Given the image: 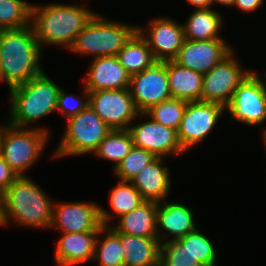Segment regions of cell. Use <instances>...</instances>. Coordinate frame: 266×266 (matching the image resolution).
Masks as SVG:
<instances>
[{"mask_svg": "<svg viewBox=\"0 0 266 266\" xmlns=\"http://www.w3.org/2000/svg\"><path fill=\"white\" fill-rule=\"evenodd\" d=\"M46 127L20 128L3 122L0 156L20 176L37 164L50 139ZM36 163V164H35Z\"/></svg>", "mask_w": 266, "mask_h": 266, "instance_id": "6", "label": "cell"}, {"mask_svg": "<svg viewBox=\"0 0 266 266\" xmlns=\"http://www.w3.org/2000/svg\"><path fill=\"white\" fill-rule=\"evenodd\" d=\"M83 5L68 3L32 4L31 26L41 48L61 46L66 51L96 12ZM88 5V6H87Z\"/></svg>", "mask_w": 266, "mask_h": 266, "instance_id": "1", "label": "cell"}, {"mask_svg": "<svg viewBox=\"0 0 266 266\" xmlns=\"http://www.w3.org/2000/svg\"><path fill=\"white\" fill-rule=\"evenodd\" d=\"M156 158L157 156L150 151L133 147L113 170V174L118 180L130 182L144 167Z\"/></svg>", "mask_w": 266, "mask_h": 266, "instance_id": "31", "label": "cell"}, {"mask_svg": "<svg viewBox=\"0 0 266 266\" xmlns=\"http://www.w3.org/2000/svg\"><path fill=\"white\" fill-rule=\"evenodd\" d=\"M134 147L128 130H111L92 153L102 160L112 161V169L124 159Z\"/></svg>", "mask_w": 266, "mask_h": 266, "instance_id": "28", "label": "cell"}, {"mask_svg": "<svg viewBox=\"0 0 266 266\" xmlns=\"http://www.w3.org/2000/svg\"><path fill=\"white\" fill-rule=\"evenodd\" d=\"M145 200L140 192L129 181L118 180L109 194L110 211L100 206V218L103 226H111L115 216H121L131 212ZM114 216V217H113ZM112 220V221H111Z\"/></svg>", "mask_w": 266, "mask_h": 266, "instance_id": "24", "label": "cell"}, {"mask_svg": "<svg viewBox=\"0 0 266 266\" xmlns=\"http://www.w3.org/2000/svg\"><path fill=\"white\" fill-rule=\"evenodd\" d=\"M43 48L35 38L31 25L2 30L0 35V83L8 89L43 74Z\"/></svg>", "mask_w": 266, "mask_h": 266, "instance_id": "3", "label": "cell"}, {"mask_svg": "<svg viewBox=\"0 0 266 266\" xmlns=\"http://www.w3.org/2000/svg\"><path fill=\"white\" fill-rule=\"evenodd\" d=\"M82 95L68 93L66 89L60 88L56 111L66 119L75 116L89 105V91L82 86Z\"/></svg>", "mask_w": 266, "mask_h": 266, "instance_id": "34", "label": "cell"}, {"mask_svg": "<svg viewBox=\"0 0 266 266\" xmlns=\"http://www.w3.org/2000/svg\"><path fill=\"white\" fill-rule=\"evenodd\" d=\"M138 119L145 120L135 124ZM127 130L131 134L134 147L150 151L157 157L167 158L185 153L178 140L177 131L155 122L146 113H139Z\"/></svg>", "mask_w": 266, "mask_h": 266, "instance_id": "11", "label": "cell"}, {"mask_svg": "<svg viewBox=\"0 0 266 266\" xmlns=\"http://www.w3.org/2000/svg\"><path fill=\"white\" fill-rule=\"evenodd\" d=\"M265 0H235L233 7L238 8L243 12H256L260 6H263Z\"/></svg>", "mask_w": 266, "mask_h": 266, "instance_id": "36", "label": "cell"}, {"mask_svg": "<svg viewBox=\"0 0 266 266\" xmlns=\"http://www.w3.org/2000/svg\"><path fill=\"white\" fill-rule=\"evenodd\" d=\"M166 71L171 98L186 102L201 101L202 74L180 66L173 60L166 61Z\"/></svg>", "mask_w": 266, "mask_h": 266, "instance_id": "21", "label": "cell"}, {"mask_svg": "<svg viewBox=\"0 0 266 266\" xmlns=\"http://www.w3.org/2000/svg\"><path fill=\"white\" fill-rule=\"evenodd\" d=\"M137 30L145 38L156 61L173 60L185 40L183 24L173 18L155 17Z\"/></svg>", "mask_w": 266, "mask_h": 266, "instance_id": "15", "label": "cell"}, {"mask_svg": "<svg viewBox=\"0 0 266 266\" xmlns=\"http://www.w3.org/2000/svg\"><path fill=\"white\" fill-rule=\"evenodd\" d=\"M214 8L194 10L183 24L186 40L224 39L220 34L224 19Z\"/></svg>", "mask_w": 266, "mask_h": 266, "instance_id": "25", "label": "cell"}, {"mask_svg": "<svg viewBox=\"0 0 266 266\" xmlns=\"http://www.w3.org/2000/svg\"><path fill=\"white\" fill-rule=\"evenodd\" d=\"M138 25L110 20L96 13L87 26L76 36L68 49L73 54L92 55L91 58L116 56L137 31Z\"/></svg>", "mask_w": 266, "mask_h": 266, "instance_id": "5", "label": "cell"}, {"mask_svg": "<svg viewBox=\"0 0 266 266\" xmlns=\"http://www.w3.org/2000/svg\"><path fill=\"white\" fill-rule=\"evenodd\" d=\"M60 88L45 72L10 88L7 123L20 128H33L32 124L56 112Z\"/></svg>", "mask_w": 266, "mask_h": 266, "instance_id": "4", "label": "cell"}, {"mask_svg": "<svg viewBox=\"0 0 266 266\" xmlns=\"http://www.w3.org/2000/svg\"><path fill=\"white\" fill-rule=\"evenodd\" d=\"M87 68L82 85L88 91L129 88L131 76L120 64L117 56L92 58Z\"/></svg>", "mask_w": 266, "mask_h": 266, "instance_id": "18", "label": "cell"}, {"mask_svg": "<svg viewBox=\"0 0 266 266\" xmlns=\"http://www.w3.org/2000/svg\"><path fill=\"white\" fill-rule=\"evenodd\" d=\"M233 119L245 126H260L266 121V79L252 71L239 87L225 108Z\"/></svg>", "mask_w": 266, "mask_h": 266, "instance_id": "8", "label": "cell"}, {"mask_svg": "<svg viewBox=\"0 0 266 266\" xmlns=\"http://www.w3.org/2000/svg\"><path fill=\"white\" fill-rule=\"evenodd\" d=\"M93 261L98 262L99 266H124L120 232L112 226L100 228L95 241Z\"/></svg>", "mask_w": 266, "mask_h": 266, "instance_id": "27", "label": "cell"}, {"mask_svg": "<svg viewBox=\"0 0 266 266\" xmlns=\"http://www.w3.org/2000/svg\"><path fill=\"white\" fill-rule=\"evenodd\" d=\"M66 120L64 134L52 154L53 159L92 154L112 130L89 105Z\"/></svg>", "mask_w": 266, "mask_h": 266, "instance_id": "7", "label": "cell"}, {"mask_svg": "<svg viewBox=\"0 0 266 266\" xmlns=\"http://www.w3.org/2000/svg\"><path fill=\"white\" fill-rule=\"evenodd\" d=\"M263 76V78H265L266 79V72H264V75H262Z\"/></svg>", "mask_w": 266, "mask_h": 266, "instance_id": "41", "label": "cell"}, {"mask_svg": "<svg viewBox=\"0 0 266 266\" xmlns=\"http://www.w3.org/2000/svg\"><path fill=\"white\" fill-rule=\"evenodd\" d=\"M89 106L112 130H127L139 114L129 88L89 91Z\"/></svg>", "mask_w": 266, "mask_h": 266, "instance_id": "12", "label": "cell"}, {"mask_svg": "<svg viewBox=\"0 0 266 266\" xmlns=\"http://www.w3.org/2000/svg\"><path fill=\"white\" fill-rule=\"evenodd\" d=\"M263 128L261 129L262 130V132H261V134H262V136H261V138H262V140H263V144H264V151H265V153H266V126L264 125V126H262Z\"/></svg>", "mask_w": 266, "mask_h": 266, "instance_id": "39", "label": "cell"}, {"mask_svg": "<svg viewBox=\"0 0 266 266\" xmlns=\"http://www.w3.org/2000/svg\"><path fill=\"white\" fill-rule=\"evenodd\" d=\"M164 158L157 157L130 181L146 201L160 203L171 194V175Z\"/></svg>", "mask_w": 266, "mask_h": 266, "instance_id": "20", "label": "cell"}, {"mask_svg": "<svg viewBox=\"0 0 266 266\" xmlns=\"http://www.w3.org/2000/svg\"><path fill=\"white\" fill-rule=\"evenodd\" d=\"M228 43L226 39L205 41L185 39L173 61L204 75L235 50Z\"/></svg>", "mask_w": 266, "mask_h": 266, "instance_id": "16", "label": "cell"}, {"mask_svg": "<svg viewBox=\"0 0 266 266\" xmlns=\"http://www.w3.org/2000/svg\"><path fill=\"white\" fill-rule=\"evenodd\" d=\"M100 205L94 202L54 201L49 229L68 232H99L102 227Z\"/></svg>", "mask_w": 266, "mask_h": 266, "instance_id": "14", "label": "cell"}, {"mask_svg": "<svg viewBox=\"0 0 266 266\" xmlns=\"http://www.w3.org/2000/svg\"><path fill=\"white\" fill-rule=\"evenodd\" d=\"M233 50L220 63L203 75L201 101L218 103L224 108L230 103L234 91L253 71L243 69Z\"/></svg>", "mask_w": 266, "mask_h": 266, "instance_id": "9", "label": "cell"}, {"mask_svg": "<svg viewBox=\"0 0 266 266\" xmlns=\"http://www.w3.org/2000/svg\"><path fill=\"white\" fill-rule=\"evenodd\" d=\"M186 106V101L171 98L153 106L146 114L155 122L177 131Z\"/></svg>", "mask_w": 266, "mask_h": 266, "instance_id": "32", "label": "cell"}, {"mask_svg": "<svg viewBox=\"0 0 266 266\" xmlns=\"http://www.w3.org/2000/svg\"><path fill=\"white\" fill-rule=\"evenodd\" d=\"M160 266H201L178 240L161 244Z\"/></svg>", "mask_w": 266, "mask_h": 266, "instance_id": "33", "label": "cell"}, {"mask_svg": "<svg viewBox=\"0 0 266 266\" xmlns=\"http://www.w3.org/2000/svg\"><path fill=\"white\" fill-rule=\"evenodd\" d=\"M124 266H160L161 243L157 237L120 233Z\"/></svg>", "mask_w": 266, "mask_h": 266, "instance_id": "23", "label": "cell"}, {"mask_svg": "<svg viewBox=\"0 0 266 266\" xmlns=\"http://www.w3.org/2000/svg\"><path fill=\"white\" fill-rule=\"evenodd\" d=\"M18 178L7 162L0 156V195Z\"/></svg>", "mask_w": 266, "mask_h": 266, "instance_id": "35", "label": "cell"}, {"mask_svg": "<svg viewBox=\"0 0 266 266\" xmlns=\"http://www.w3.org/2000/svg\"><path fill=\"white\" fill-rule=\"evenodd\" d=\"M129 90L139 113H146L153 106L171 99L166 61H156L151 67L132 75Z\"/></svg>", "mask_w": 266, "mask_h": 266, "instance_id": "13", "label": "cell"}, {"mask_svg": "<svg viewBox=\"0 0 266 266\" xmlns=\"http://www.w3.org/2000/svg\"><path fill=\"white\" fill-rule=\"evenodd\" d=\"M116 56L130 76L142 72L156 62L147 41L138 30Z\"/></svg>", "mask_w": 266, "mask_h": 266, "instance_id": "26", "label": "cell"}, {"mask_svg": "<svg viewBox=\"0 0 266 266\" xmlns=\"http://www.w3.org/2000/svg\"><path fill=\"white\" fill-rule=\"evenodd\" d=\"M183 247H186L191 255L201 266H218L217 249L211 239L208 238L199 226L177 239Z\"/></svg>", "mask_w": 266, "mask_h": 266, "instance_id": "29", "label": "cell"}, {"mask_svg": "<svg viewBox=\"0 0 266 266\" xmlns=\"http://www.w3.org/2000/svg\"><path fill=\"white\" fill-rule=\"evenodd\" d=\"M193 209L183 202L162 201L157 206V238L160 243L177 240L195 230L196 217Z\"/></svg>", "mask_w": 266, "mask_h": 266, "instance_id": "17", "label": "cell"}, {"mask_svg": "<svg viewBox=\"0 0 266 266\" xmlns=\"http://www.w3.org/2000/svg\"><path fill=\"white\" fill-rule=\"evenodd\" d=\"M212 2V8L213 6L216 5H221L224 6L225 8H233L235 0H211Z\"/></svg>", "mask_w": 266, "mask_h": 266, "instance_id": "38", "label": "cell"}, {"mask_svg": "<svg viewBox=\"0 0 266 266\" xmlns=\"http://www.w3.org/2000/svg\"><path fill=\"white\" fill-rule=\"evenodd\" d=\"M194 7L193 10L212 8L211 0H185Z\"/></svg>", "mask_w": 266, "mask_h": 266, "instance_id": "37", "label": "cell"}, {"mask_svg": "<svg viewBox=\"0 0 266 266\" xmlns=\"http://www.w3.org/2000/svg\"><path fill=\"white\" fill-rule=\"evenodd\" d=\"M2 135H3V122L2 124H0V149H1Z\"/></svg>", "mask_w": 266, "mask_h": 266, "instance_id": "40", "label": "cell"}, {"mask_svg": "<svg viewBox=\"0 0 266 266\" xmlns=\"http://www.w3.org/2000/svg\"><path fill=\"white\" fill-rule=\"evenodd\" d=\"M225 108L218 103L196 101L187 102L183 118L177 130L178 140L185 152H188L206 140L207 136L219 124Z\"/></svg>", "mask_w": 266, "mask_h": 266, "instance_id": "10", "label": "cell"}, {"mask_svg": "<svg viewBox=\"0 0 266 266\" xmlns=\"http://www.w3.org/2000/svg\"><path fill=\"white\" fill-rule=\"evenodd\" d=\"M32 4L27 0H0V29H19L31 25Z\"/></svg>", "mask_w": 266, "mask_h": 266, "instance_id": "30", "label": "cell"}, {"mask_svg": "<svg viewBox=\"0 0 266 266\" xmlns=\"http://www.w3.org/2000/svg\"><path fill=\"white\" fill-rule=\"evenodd\" d=\"M98 232L61 233L55 241L54 262L58 266H77L94 259Z\"/></svg>", "mask_w": 266, "mask_h": 266, "instance_id": "19", "label": "cell"}, {"mask_svg": "<svg viewBox=\"0 0 266 266\" xmlns=\"http://www.w3.org/2000/svg\"><path fill=\"white\" fill-rule=\"evenodd\" d=\"M157 206L154 201H144L131 212L121 216L111 225L117 232L138 237H157Z\"/></svg>", "mask_w": 266, "mask_h": 266, "instance_id": "22", "label": "cell"}, {"mask_svg": "<svg viewBox=\"0 0 266 266\" xmlns=\"http://www.w3.org/2000/svg\"><path fill=\"white\" fill-rule=\"evenodd\" d=\"M29 176L18 177L0 195L1 227L49 229L54 199Z\"/></svg>", "mask_w": 266, "mask_h": 266, "instance_id": "2", "label": "cell"}]
</instances>
